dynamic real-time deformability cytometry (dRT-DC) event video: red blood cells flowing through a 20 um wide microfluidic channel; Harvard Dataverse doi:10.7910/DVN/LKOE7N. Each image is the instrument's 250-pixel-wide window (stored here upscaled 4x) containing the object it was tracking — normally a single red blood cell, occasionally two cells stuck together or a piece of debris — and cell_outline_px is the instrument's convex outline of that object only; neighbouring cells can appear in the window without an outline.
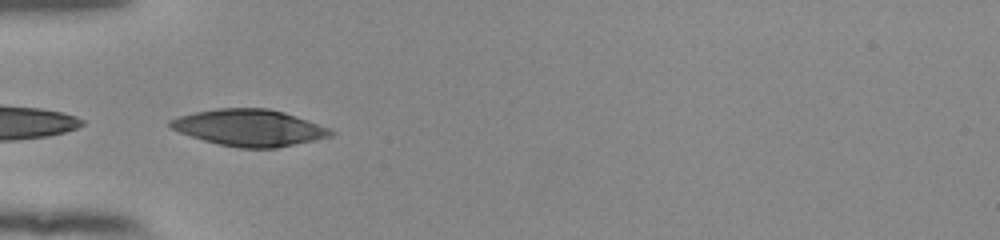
{"species": "human", "species_latin": "Homo sapiens", "temperature_condition": "room temperature", "stored_images_in_passage": 13, "camera_frame_rate_fps": 3000, "um_per_image_px": 0.085, "donor": {"sex": "female"}, "frame": {"image": 1, "passage_image": 1, "time_ms": 0.0, "image_size_px": [1000, 240], "cell_outline_px": [[336, 132], [332, 136], [276, 148], [240, 148], [220, 144], [204, 140], [180, 132], [172, 128], [168, 124], [168, 120], [180, 116], [196, 112], [216, 108], [268, 108], [284, 112], [328, 128]], "centroid_in_image_um": [21.19, 10.85], "position_along_channel_um": 63.8, "area_um2": 33.81}}
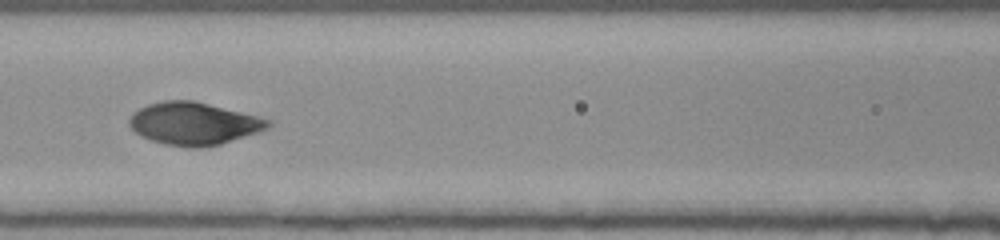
{"frame": {"image": 2, "passage_image": 8, "time_ms": 2.333, "image_size_px": [1000, 240], "cell_outline_px": [[272, 124], [268, 128], [260, 132], [220, 144], [200, 148], [188, 148], [164, 144], [140, 136], [128, 124], [128, 120], [132, 112], [148, 104], [164, 100], [192, 100], [272, 120]], "centroid_in_image_um": [16.45, 10.51], "position_along_channel_um": 150.1, "area_um2": 34.39}}
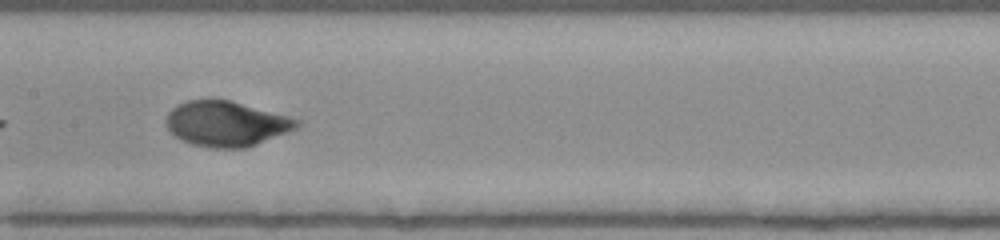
{"frame": {"image": 3, "passage_image": 11, "time_ms": 3.333, "image_size_px": [1000, 240], "cell_outline_px": [[304, 124], [288, 132], [256, 144], [244, 148], [212, 148], [192, 144], [180, 140], [168, 128], [164, 120], [168, 112], [172, 108], [188, 100], [228, 100], [288, 116], [300, 120]], "centroid_in_image_um": [19.23, 10.53], "position_along_channel_um": 188.2, "area_um2": 34.16}}